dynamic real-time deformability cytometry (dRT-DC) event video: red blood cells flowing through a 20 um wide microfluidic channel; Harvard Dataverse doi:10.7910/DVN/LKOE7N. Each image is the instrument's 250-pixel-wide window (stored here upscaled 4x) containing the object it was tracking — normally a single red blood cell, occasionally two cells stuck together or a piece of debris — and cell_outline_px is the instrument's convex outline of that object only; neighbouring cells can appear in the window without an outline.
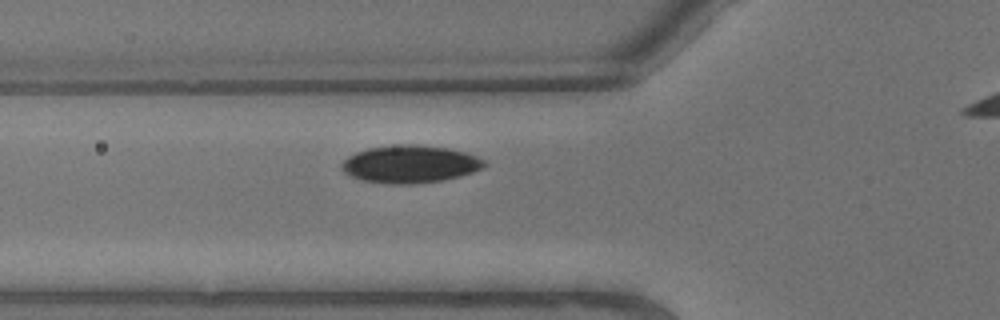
{"species": "common noctule bat (a hibernating species)", "species_latin": "Nyctalus noctula", "temperature_condition": "warm", "stored_images_in_passage": 3, "segment_of_instrument_passage": [1, 2], "camera_frame_rate_fps": 3000, "um_per_image_px": 0.085, "animal": {"sex": "male", "body_mass_g": 13.3}, "frame": {"image": 1, "passage_image": 2, "time_ms": 0.333, "image_size_px": [1000, 320], "cell_outline_px": [[488, 164], [484, 168], [460, 176], [440, 180], [412, 184], [388, 184], [364, 180], [352, 176], [344, 172], [340, 168], [340, 164], [348, 156], [356, 152], [368, 148], [404, 144], [416, 144], [448, 148], [464, 152], [476, 156], [484, 160]], "centroid_in_image_um": [34.86, 13.95], "position_along_channel_um": 90.9, "area_um2": 31.15}}